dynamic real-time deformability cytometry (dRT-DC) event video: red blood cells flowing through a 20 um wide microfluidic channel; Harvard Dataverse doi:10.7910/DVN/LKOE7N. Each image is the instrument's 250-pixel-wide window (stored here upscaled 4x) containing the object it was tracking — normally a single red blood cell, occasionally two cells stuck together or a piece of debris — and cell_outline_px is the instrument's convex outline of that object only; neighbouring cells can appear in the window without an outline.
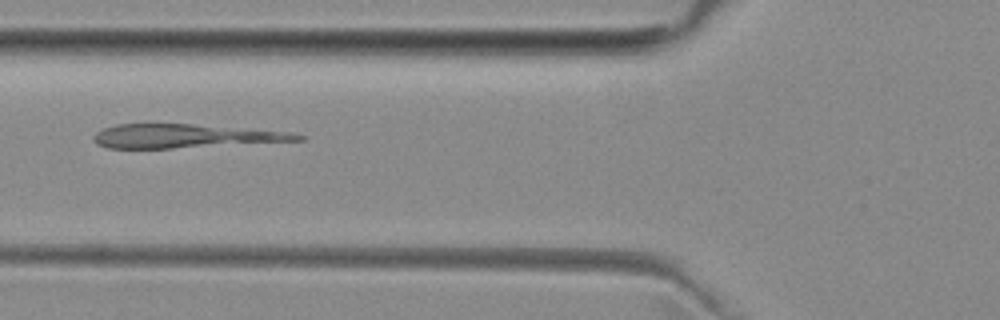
{"species": "common noctule bat (a hibernating species)", "species_latin": "Nyctalus noctula", "temperature_condition": "room temperature", "stored_images_in_passage": 5, "camera_frame_rate_fps": 3000, "um_per_image_px": 0.085, "animal": {"sex": "female", "body_mass_g": 29.2, "forearm_length_mm": 56.3}, "frame": {"image": 1, "passage_image": 5, "time_ms": 6.333, "image_size_px": [1000, 320], "cell_outline_px": [[304, 140], [172, 148], [108, 148], [96, 144], [92, 136], [96, 132], [104, 128], [116, 124], [192, 124], [292, 132], [304, 136]], "centroid_in_image_um": [15.68, 11.56], "position_along_channel_um": 110.1, "area_um2": 27.98}}